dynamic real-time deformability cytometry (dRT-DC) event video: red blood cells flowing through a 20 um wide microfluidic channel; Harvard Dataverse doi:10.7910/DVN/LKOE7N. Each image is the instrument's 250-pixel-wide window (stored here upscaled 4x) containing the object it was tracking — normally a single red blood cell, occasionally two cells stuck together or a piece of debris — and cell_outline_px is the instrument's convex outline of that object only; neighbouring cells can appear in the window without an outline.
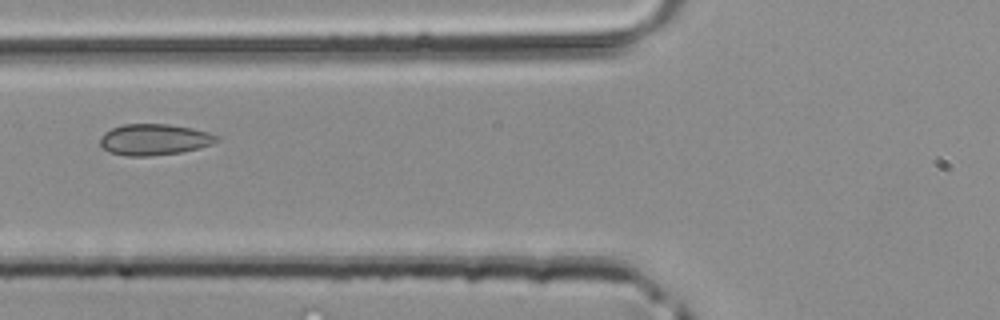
{"species": "common noctule bat (a hibernating species)", "species_latin": "Nyctalus noctula", "temperature_condition": "room temperature", "stored_images_in_passage": 3, "camera_frame_rate_fps": 3000, "um_per_image_px": 0.085, "animal": {"sex": "male", "body_mass_g": 20.4}, "frame": {"image": 1, "passage_image": 3, "time_ms": 0.667, "image_size_px": [1000, 320], "cell_outline_px": [[220, 140], [212, 144], [200, 148], [180, 152], [148, 156], [124, 156], [108, 152], [100, 144], [100, 136], [104, 132], [112, 128], [124, 124], [168, 124], [192, 128], [208, 132], [220, 136]], "centroid_in_image_um": [13.12, 11.86], "position_along_channel_um": 112.7, "area_um2": 21.33}}